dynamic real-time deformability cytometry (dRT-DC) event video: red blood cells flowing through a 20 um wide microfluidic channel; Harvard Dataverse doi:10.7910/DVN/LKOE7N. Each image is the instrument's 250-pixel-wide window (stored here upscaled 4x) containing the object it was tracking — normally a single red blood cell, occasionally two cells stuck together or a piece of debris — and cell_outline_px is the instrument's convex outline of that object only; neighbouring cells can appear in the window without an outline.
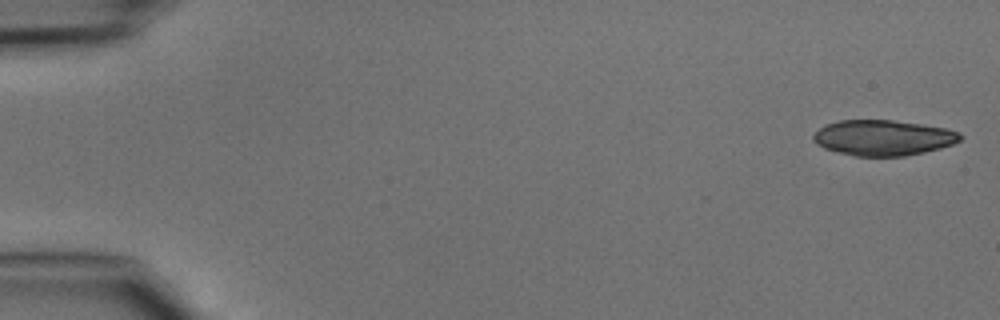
{"species": "common noctule bat (a hibernating species)", "species_latin": "Nyctalus noctula", "temperature_condition": "cold", "stored_images_in_passage": 46, "camera_frame_rate_fps": 3000, "um_per_image_px": 0.085, "animal": {"sex": "male", "body_mass_g": 15.6}, "frame": {"image": 1, "passage_image": 1, "time_ms": 0.0, "image_size_px": [1000, 320], "cell_outline_px": [[964, 136], [960, 140], [952, 144], [940, 148], [924, 152], [904, 156], [856, 156], [824, 148], [816, 144], [812, 140], [812, 136], [824, 124], [840, 120], [892, 120], [924, 124], [944, 128], [960, 132]], "centroid_in_image_um": [75.07, 11.7], "position_along_channel_um": 9.9, "area_um2": 30.46}}